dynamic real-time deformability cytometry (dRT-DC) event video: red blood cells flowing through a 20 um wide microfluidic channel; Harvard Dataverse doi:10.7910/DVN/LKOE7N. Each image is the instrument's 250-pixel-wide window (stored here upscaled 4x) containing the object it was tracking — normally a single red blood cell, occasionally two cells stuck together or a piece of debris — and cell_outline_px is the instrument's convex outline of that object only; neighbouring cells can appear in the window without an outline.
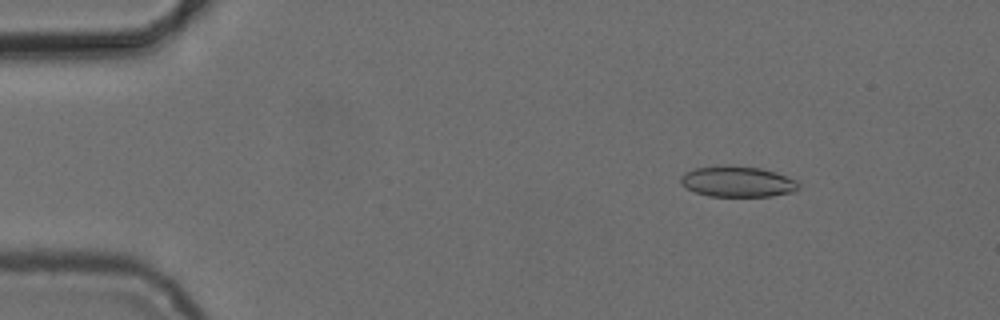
{"species": "common noctule bat (a hibernating species)", "species_latin": "Nyctalus noctula", "temperature_condition": "cold", "stored_images_in_passage": 4, "camera_frame_rate_fps": 3000, "um_per_image_px": 0.085, "animal": {"sex": "female", "body_mass_g": 24.6, "forearm_length_mm": 56.2}, "frame": {"image": 1, "passage_image": 1, "time_ms": 0.0, "image_size_px": [1000, 320], "cell_outline_px": [[800, 188], [792, 192], [772, 196], [708, 196], [696, 192], [680, 184], [680, 176], [684, 172], [692, 168], [760, 168], [776, 172], [796, 180], [800, 184]], "centroid_in_image_um": [62.71, 15.48], "position_along_channel_um": 22.3, "area_um2": 20.46}}